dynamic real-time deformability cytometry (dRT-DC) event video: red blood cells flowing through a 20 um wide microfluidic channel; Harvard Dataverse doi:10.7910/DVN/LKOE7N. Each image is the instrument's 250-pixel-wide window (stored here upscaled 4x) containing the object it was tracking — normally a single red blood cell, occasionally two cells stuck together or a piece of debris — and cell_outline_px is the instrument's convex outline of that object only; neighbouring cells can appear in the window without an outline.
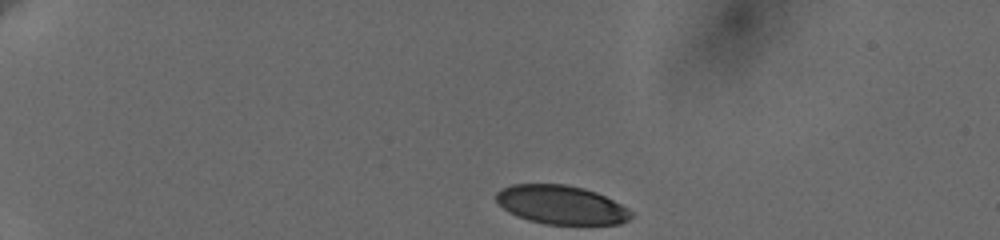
{"species": "human", "species_latin": "Homo sapiens", "temperature_condition": "cold", "stored_images_in_passage": 40, "camera_frame_rate_fps": 3000, "um_per_image_px": 0.085, "donor": {"sex": "female"}, "frame": {"image": 1, "passage_image": 1, "time_ms": 0.0, "image_size_px": [1000, 240], "cell_outline_px": [[632, 216], [628, 220], [620, 224], [544, 224], [528, 220], [516, 216], [508, 212], [496, 200], [496, 192], [500, 188], [512, 184], [564, 184], [584, 188], [596, 192], [628, 208], [632, 212]], "centroid_in_image_um": [47.68, 17.41], "position_along_channel_um": 37.3, "area_um2": 30.52}}
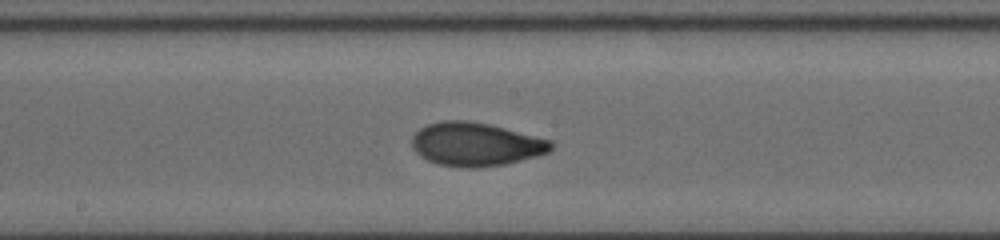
{"frame": {"image": 2, "passage_image": 22, "time_ms": 7.0, "image_size_px": [1000, 240], "cell_outline_px": [[552, 148], [548, 152], [540, 156], [504, 164], [480, 168], [464, 168], [440, 164], [428, 160], [420, 156], [412, 148], [412, 136], [420, 128], [428, 124], [444, 120], [468, 120], [488, 124], [552, 140]], "centroid_in_image_um": [40.44, 12.27], "position_along_channel_um": 207.8, "area_um2": 35.32}}
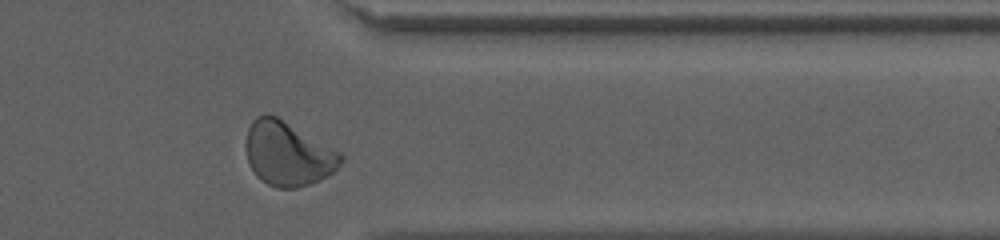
{"frame": {"image": 3, "passage_image": 37, "time_ms": 12.0, "image_size_px": [1000, 240], "cell_outline_px": [[344, 160], [332, 172], [308, 184], [296, 188], [276, 188], [260, 180], [256, 176], [248, 164], [244, 148], [244, 144], [248, 128], [252, 120], [256, 116], [268, 112], [276, 116], [340, 152], [344, 156]], "centroid_in_image_um": [24.39, 13.05], "position_along_channel_um": 387.0, "area_um2": 35.49}, "authors_computed_cell_mechanics": {"area_um2": 34.102, "velocity_mm_per_s": 3.6282, "shape_relaxation_time_tau1_ms": 5.1406, "shape_relaxation_time_tau2_ms": 0.8699, "deformation_change_tau1": 0.1631, "deformation_change_tau2": 0.0494}}